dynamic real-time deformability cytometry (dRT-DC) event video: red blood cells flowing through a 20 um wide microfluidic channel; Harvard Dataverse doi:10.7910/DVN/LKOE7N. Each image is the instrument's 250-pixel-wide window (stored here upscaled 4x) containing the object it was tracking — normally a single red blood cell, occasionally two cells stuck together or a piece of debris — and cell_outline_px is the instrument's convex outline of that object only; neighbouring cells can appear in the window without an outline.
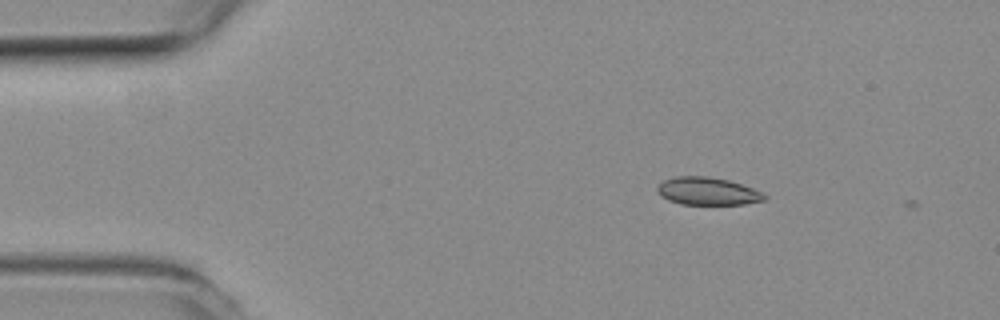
{"species": "common noctule bat (a hibernating species)", "species_latin": "Nyctalus noctula", "temperature_condition": "room temperature", "stored_images_in_passage": 3, "camera_frame_rate_fps": 3000, "um_per_image_px": 0.085, "animal": {"sex": "female", "body_mass_g": 19.3, "forearm_length_mm": 54.1}, "frame": {"image": 1, "passage_image": 1, "time_ms": 0.0, "image_size_px": [1000, 320], "cell_outline_px": [[768, 196], [764, 200], [744, 204], [680, 204], [668, 200], [660, 196], [656, 188], [664, 180], [676, 176], [708, 176], [728, 180], [752, 188]], "centroid_in_image_um": [60.11, 16.25], "position_along_channel_um": 24.9, "area_um2": 17.17}}